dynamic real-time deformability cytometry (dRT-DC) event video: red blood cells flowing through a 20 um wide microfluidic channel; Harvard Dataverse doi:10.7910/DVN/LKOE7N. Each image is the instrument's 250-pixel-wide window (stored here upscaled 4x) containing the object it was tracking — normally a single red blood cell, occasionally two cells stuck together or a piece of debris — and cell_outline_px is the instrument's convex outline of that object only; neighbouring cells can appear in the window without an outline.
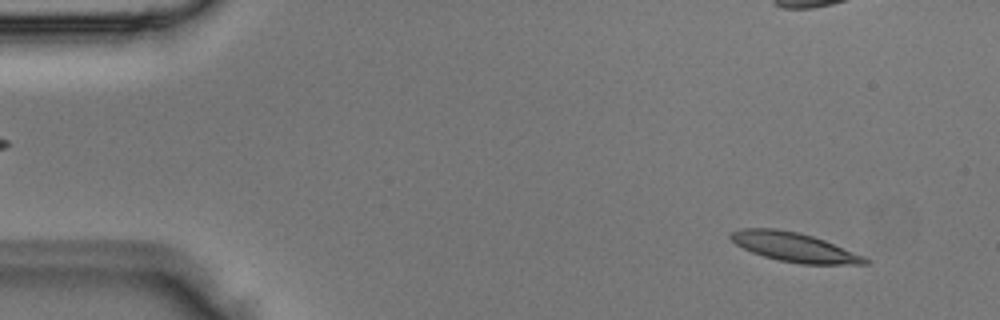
{"species": "Egyptian fruit bat (a non-hibernating species)", "species_latin": "Rousettus aegyptiacus", "temperature_condition": "room temperature", "stored_images_in_passage": 4, "camera_frame_rate_fps": 3000, "um_per_image_px": 0.085, "animal": {"sex": "male"}, "frame": {"image": 1, "passage_image": 1, "time_ms": 0.0, "image_size_px": [1000, 320], "cell_outline_px": [[868, 264], [800, 264], [780, 260], [764, 256], [752, 252], [736, 244], [728, 236], [728, 232], [740, 228], [776, 228], [796, 232], [812, 236], [824, 240], [864, 256], [868, 260]], "centroid_in_image_um": [67.46, 20.99], "position_along_channel_um": 17.5, "area_um2": 22.66}}